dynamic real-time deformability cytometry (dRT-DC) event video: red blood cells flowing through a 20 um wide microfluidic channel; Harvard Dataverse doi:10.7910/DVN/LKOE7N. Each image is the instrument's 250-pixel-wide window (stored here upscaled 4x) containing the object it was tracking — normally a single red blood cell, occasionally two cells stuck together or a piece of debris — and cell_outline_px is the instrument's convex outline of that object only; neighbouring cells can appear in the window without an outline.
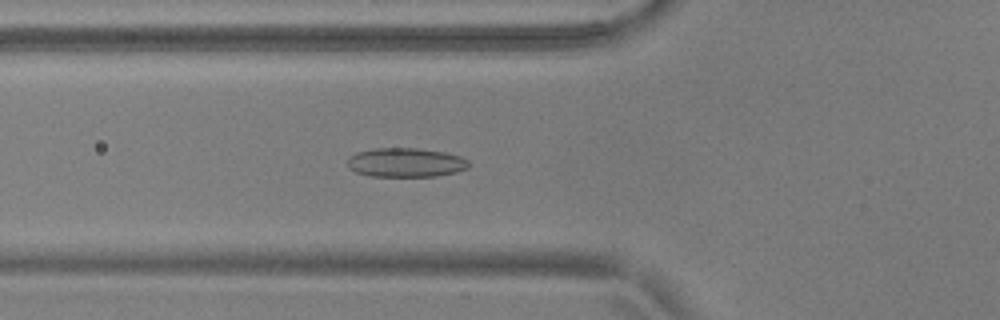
{"species": "common noctule bat (a hibernating species)", "species_latin": "Nyctalus noctula", "temperature_condition": "warm", "stored_images_in_passage": 55, "camera_frame_rate_fps": 3000, "um_per_image_px": 0.085, "animal": {"sex": "male", "body_mass_g": 17.9, "forearm_length_mm": 54.2}, "frame": {"image": 1, "passage_image": 21, "time_ms": 6.667, "image_size_px": [1000, 320], "cell_outline_px": [[468, 168], [456, 172], [436, 176], [368, 176], [356, 172], [348, 168], [348, 160], [356, 152], [372, 148], [416, 148], [444, 152], [460, 156], [468, 160]], "centroid_in_image_um": [34.47, 13.81], "position_along_channel_um": 91.3, "area_um2": 20.58}}
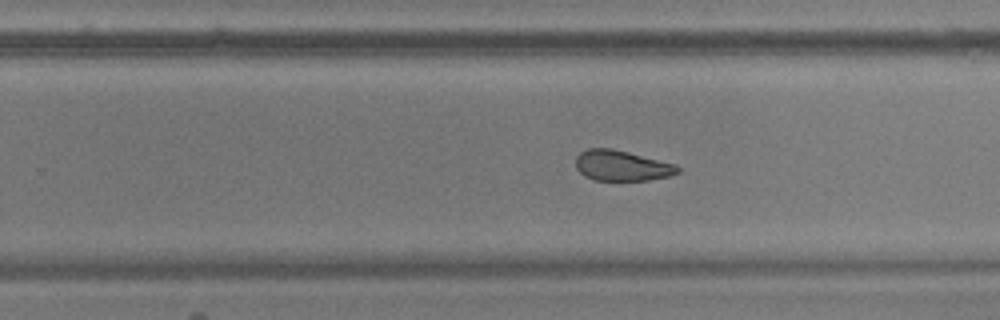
{"frame": {"image": 2, "passage_image": 36, "time_ms": 11.667, "image_size_px": [1000, 320], "cell_outline_px": [[680, 172], [668, 176], [648, 180], [592, 180], [584, 176], [576, 168], [576, 156], [580, 152], [588, 148], [612, 148], [676, 164], [680, 168]], "centroid_in_image_um": [52.83, 14.08], "position_along_channel_um": 277.0, "area_um2": 18.15}}
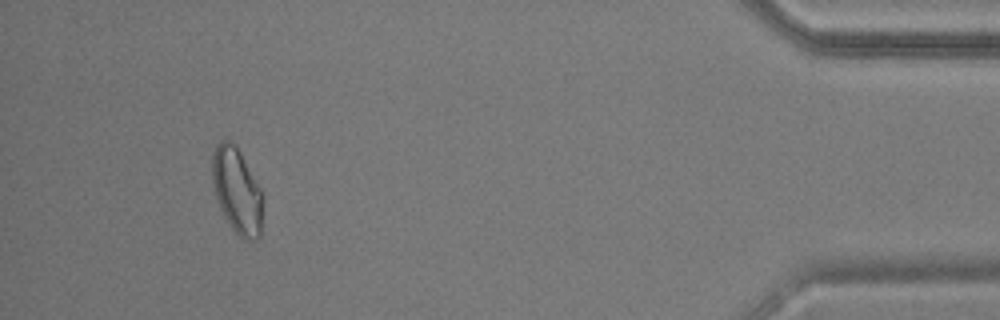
{"frame": {"image": 3, "passage_image": 52, "time_ms": 17.0, "image_size_px": [1000, 320], "cell_outline_px": [[264, 196], [260, 236], [256, 240], [244, 240], [232, 228], [224, 216], [216, 196], [212, 184], [212, 152], [216, 144], [220, 140], [228, 140], [236, 144], [264, 192]], "centroid_in_image_um": [20.17, 16.18], "position_along_channel_um": 415.0, "area_um2": 25.78}, "authors_computed_cell_mechanics": {"area_um2": 20.9814, "velocity_mm_per_s": 3.7038, "shape_relaxation_time_tau1_ms": null, "shape_relaxation_time_tau2_ms": 3.0439, "deformation_change_tau1": null, "deformation_change_tau2": 0.0914}}